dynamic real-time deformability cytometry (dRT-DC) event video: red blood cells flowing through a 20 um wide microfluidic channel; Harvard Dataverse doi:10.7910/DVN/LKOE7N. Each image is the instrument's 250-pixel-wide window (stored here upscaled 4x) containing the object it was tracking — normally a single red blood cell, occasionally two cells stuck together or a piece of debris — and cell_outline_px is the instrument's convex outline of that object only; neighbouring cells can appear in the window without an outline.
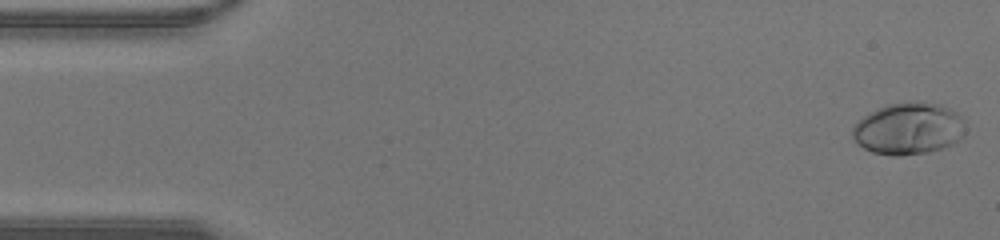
{"species": "human", "species_latin": "Homo sapiens", "temperature_condition": "warm", "stored_images_in_passage": 42, "camera_frame_rate_fps": 3000, "um_per_image_px": 0.085, "donor": {"sex": "male"}, "frame": {"image": 1, "passage_image": 1, "time_ms": 0.0, "image_size_px": [1000, 240], "cell_outline_px": [[964, 136], [952, 144], [928, 152], [900, 156], [892, 156], [872, 152], [864, 148], [852, 136], [852, 128], [864, 116], [888, 104], [916, 100], [940, 104], [952, 108], [964, 116]], "centroid_in_image_um": [77.28, 10.91], "position_along_channel_um": 7.7, "area_um2": 34.33}}
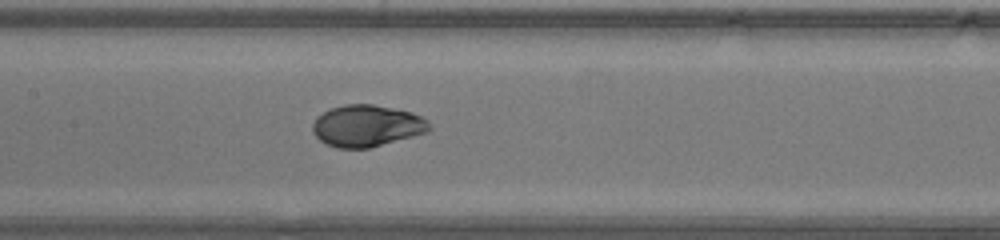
{"frame": {"image": 2, "passage_image": 20, "time_ms": 6.333, "image_size_px": [1000, 240], "cell_outline_px": [[432, 128], [428, 132], [368, 148], [336, 148], [320, 140], [312, 132], [312, 124], [316, 116], [328, 108], [344, 104], [372, 104], [412, 112], [428, 120]], "centroid_in_image_um": [31.16, 10.68], "position_along_channel_um": 176.2, "area_um2": 28.5}}
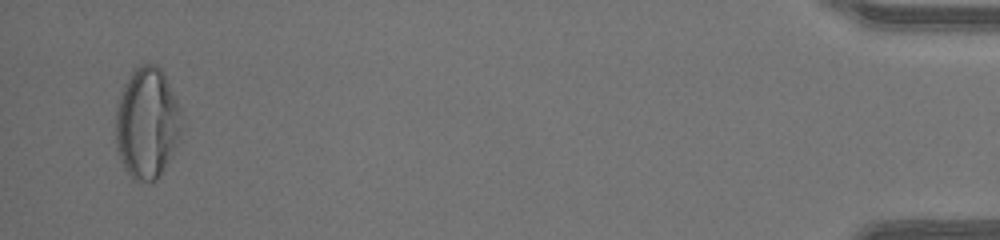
{"frame": {"image": 3, "passage_image": 41, "time_ms": 13.333, "image_size_px": [1000, 240], "cell_outline_px": [[180, 136], [176, 144], [156, 180], [132, 180], [128, 176], [120, 160], [116, 148], [116, 104], [124, 84], [132, 68], [140, 64], [156, 64], [164, 72], [180, 108]], "centroid_in_image_um": [12.45, 10.41], "position_along_channel_um": 422.7, "area_um2": 42.6}}